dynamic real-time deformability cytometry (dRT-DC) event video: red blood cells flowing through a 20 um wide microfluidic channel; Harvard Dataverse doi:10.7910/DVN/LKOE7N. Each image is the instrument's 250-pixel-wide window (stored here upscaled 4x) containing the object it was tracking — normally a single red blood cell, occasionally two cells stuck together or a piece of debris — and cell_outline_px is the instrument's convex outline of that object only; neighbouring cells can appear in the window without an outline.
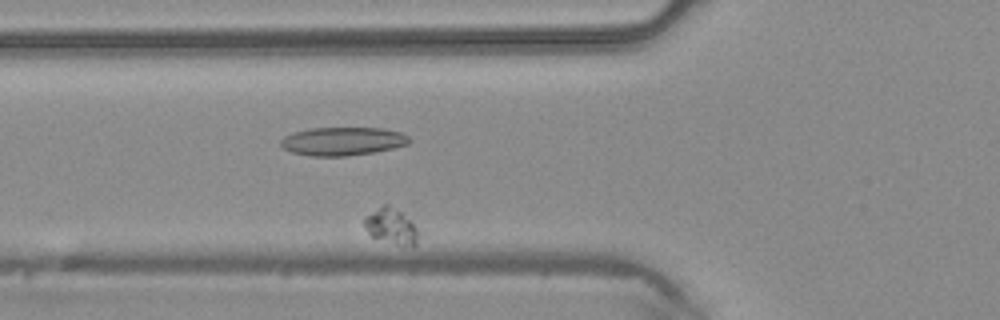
{"species": "common noctule bat (a hibernating species)", "species_latin": "Nyctalus noctula", "temperature_condition": "warm", "stored_images_in_passage": 5, "camera_frame_rate_fps": 3000, "um_per_image_px": 0.085, "animal": {"sex": "male", "body_mass_g": 20.4}, "frame": {"image": 1, "passage_image": 5, "time_ms": 1.333, "image_size_px": [1000, 320], "cell_outline_px": [[424, 232], [416, 244], [412, 248], [396, 244], [372, 236], [368, 232], [364, 224], [364, 216], [384, 204], [388, 204], [400, 212]], "centroid_in_image_um": [33.35, 19.26], "position_along_channel_um": 92.5, "area_um2": 11.5}}